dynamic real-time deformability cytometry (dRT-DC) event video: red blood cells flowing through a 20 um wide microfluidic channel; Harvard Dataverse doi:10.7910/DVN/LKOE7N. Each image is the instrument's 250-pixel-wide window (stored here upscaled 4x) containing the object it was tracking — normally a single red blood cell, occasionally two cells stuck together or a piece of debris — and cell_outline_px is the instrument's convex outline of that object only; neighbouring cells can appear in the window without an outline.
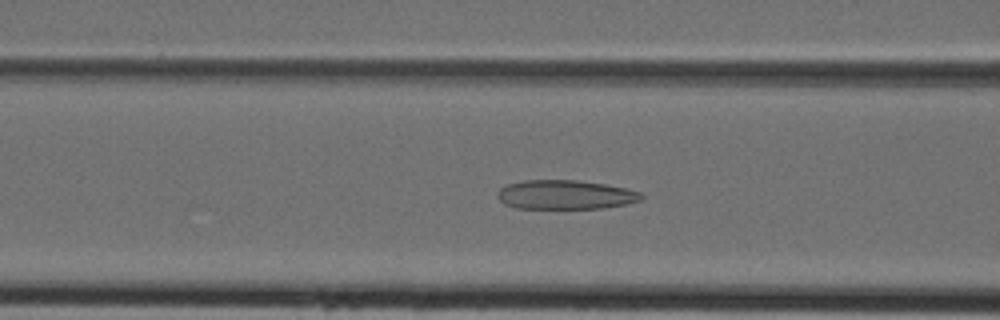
{"species": "Egyptian fruit bat (a non-hibernating species)", "species_latin": "Rousettus aegyptiacus", "temperature_condition": "cold", "stored_images_in_passage": 42, "camera_frame_rate_fps": 3000, "um_per_image_px": 0.085, "animal": {"sex": "female"}, "frame": {"image": 1, "passage_image": 16, "time_ms": 5.0, "image_size_px": [1000, 320], "cell_outline_px": [[644, 196], [640, 200], [628, 204], [604, 208], [516, 208], [504, 204], [496, 196], [500, 188], [508, 184], [524, 180], [576, 180], [604, 184], [624, 188], [640, 192]], "centroid_in_image_um": [48.04, 16.55], "position_along_channel_um": 118.6, "area_um2": 24.39}}
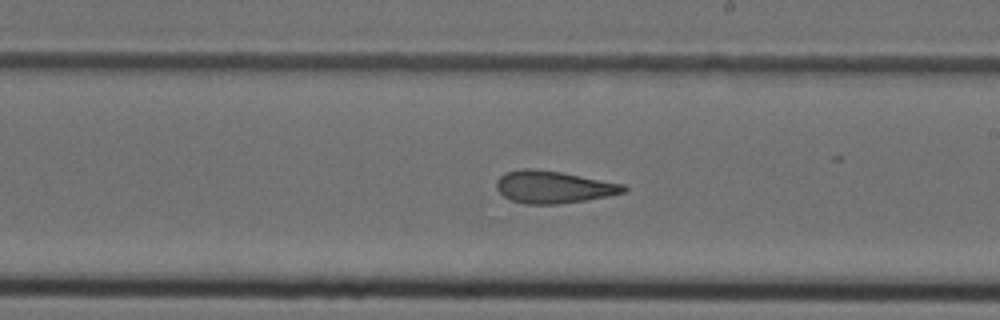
{"frame": {"image": 2, "passage_image": 24, "time_ms": 7.667, "image_size_px": [1000, 320], "cell_outline_px": [[628, 188], [624, 192], [608, 196], [560, 204], [524, 204], [512, 200], [504, 196], [496, 188], [496, 180], [500, 176], [508, 172], [524, 168], [536, 168], [560, 172], [624, 184]], "centroid_in_image_um": [47.03, 15.89], "position_along_channel_um": 242.0, "area_um2": 23.81}}
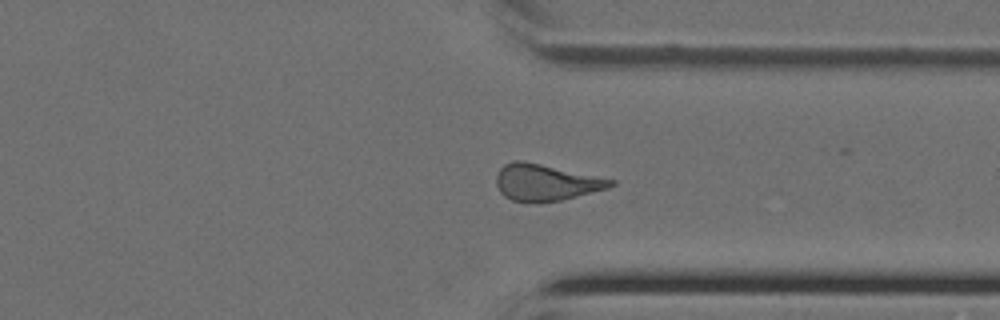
{"frame": {"image": 3, "passage_image": 32, "time_ms": 10.333, "image_size_px": [1000, 320], "cell_outline_px": [[616, 184], [608, 188], [560, 200], [512, 200], [504, 196], [500, 192], [496, 184], [496, 176], [500, 168], [504, 164], [516, 160], [524, 160], [616, 180]], "centroid_in_image_um": [46.4, 15.46], "position_along_channel_um": 365.0, "area_um2": 23.81}}